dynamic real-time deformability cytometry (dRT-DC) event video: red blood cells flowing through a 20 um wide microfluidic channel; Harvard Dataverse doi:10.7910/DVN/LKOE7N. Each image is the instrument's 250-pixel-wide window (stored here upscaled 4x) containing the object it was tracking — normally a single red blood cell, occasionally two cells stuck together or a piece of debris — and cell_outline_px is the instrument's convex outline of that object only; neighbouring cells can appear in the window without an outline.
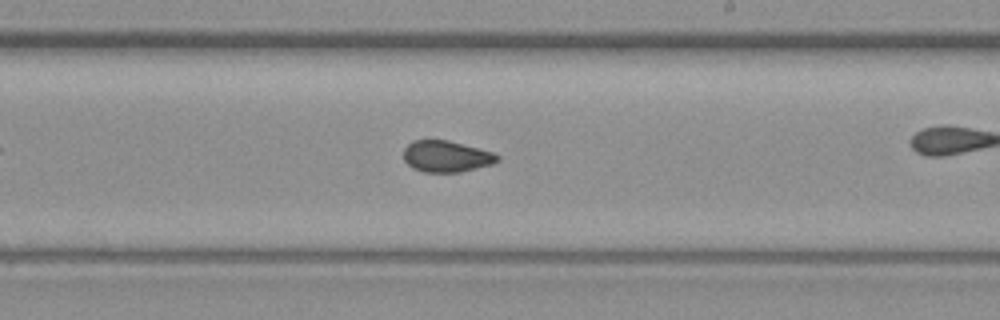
{"species": "common noctule bat (a hibernating species)", "species_latin": "Nyctalus noctula", "temperature_condition": "warm", "stored_images_in_passage": 62, "camera_frame_rate_fps": 3000, "um_per_image_px": 0.085, "animal": {"sex": "female", "body_mass_g": 19.3, "forearm_length_mm": 54.1}, "frame": {"image": 1, "passage_image": 36, "time_ms": 11.667, "image_size_px": [1000, 320], "cell_outline_px": [[500, 160], [492, 164], [460, 172], [424, 172], [412, 168], [404, 160], [404, 148], [412, 140], [448, 140], [492, 152], [500, 156]], "centroid_in_image_um": [37.93, 13.29], "position_along_channel_um": 251.1, "area_um2": 17.11}}